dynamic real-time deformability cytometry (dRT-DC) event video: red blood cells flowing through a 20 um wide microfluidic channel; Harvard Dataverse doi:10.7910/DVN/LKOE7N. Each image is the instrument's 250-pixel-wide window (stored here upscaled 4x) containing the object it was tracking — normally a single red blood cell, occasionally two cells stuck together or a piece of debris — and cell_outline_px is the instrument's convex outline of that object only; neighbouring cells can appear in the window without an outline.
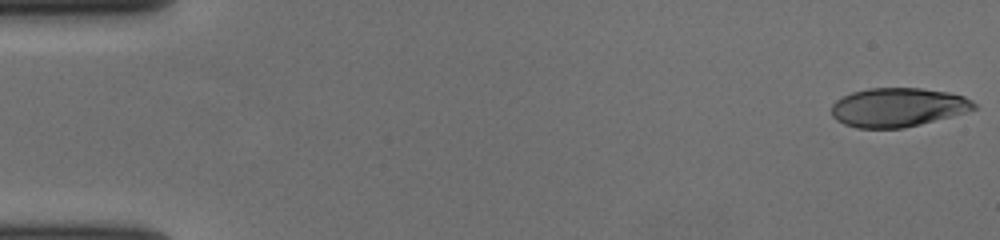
{"species": "human", "species_latin": "Homo sapiens", "temperature_condition": "cold", "stored_images_in_passage": 58, "camera_frame_rate_fps": 3000, "um_per_image_px": 0.085, "donor": {"sex": "female"}, "frame": {"image": 1, "passage_image": 1, "time_ms": 0.0, "image_size_px": [1000, 240], "cell_outline_px": [[976, 108], [964, 112], [920, 124], [904, 128], [856, 128], [844, 124], [836, 120], [832, 116], [832, 104], [836, 100], [852, 92], [868, 88], [920, 88], [948, 92], [964, 96], [972, 100], [976, 104]], "centroid_in_image_um": [76.29, 9.12], "position_along_channel_um": 8.7, "area_um2": 32.19}}
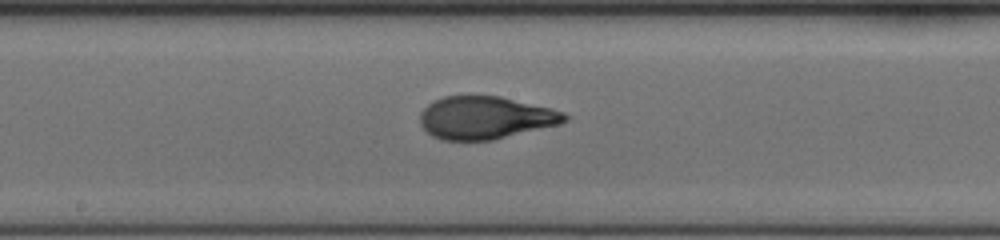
{"frame": {"image": 2, "passage_image": 31, "time_ms": 10.0, "image_size_px": [1000, 240], "cell_outline_px": [[568, 120], [560, 124], [492, 140], [440, 140], [432, 136], [420, 124], [420, 112], [428, 104], [444, 96], [500, 96], [552, 108], [564, 112], [568, 116]], "centroid_in_image_um": [41.26, 10.01], "position_along_channel_um": 206.9, "area_um2": 35.95}}
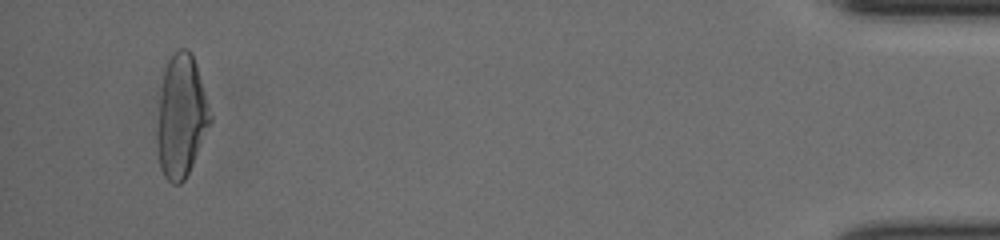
{"frame": {"image": 3, "passage_image": 55, "time_ms": 18.0, "image_size_px": [1000, 240], "cell_outline_px": [[212, 120], [192, 164], [184, 180], [180, 184], [172, 184], [164, 176], [160, 168], [156, 148], [156, 136], [160, 96], [164, 72], [168, 60], [176, 48], [188, 48], [192, 52], [196, 64], [212, 116]], "centroid_in_image_um": [15.39, 9.88], "position_along_channel_um": 419.8, "area_um2": 37.8}, "authors_computed_cell_mechanics": {"area_um2": 36.0383, "velocity_mm_per_s": 3.6295, "shape_relaxation_time_tau1_ms": 4.8566, "shape_relaxation_time_tau2_ms": 0.8941, "deformation_change_tau1": 0.223, "deformation_change_tau2": 0.0722}}